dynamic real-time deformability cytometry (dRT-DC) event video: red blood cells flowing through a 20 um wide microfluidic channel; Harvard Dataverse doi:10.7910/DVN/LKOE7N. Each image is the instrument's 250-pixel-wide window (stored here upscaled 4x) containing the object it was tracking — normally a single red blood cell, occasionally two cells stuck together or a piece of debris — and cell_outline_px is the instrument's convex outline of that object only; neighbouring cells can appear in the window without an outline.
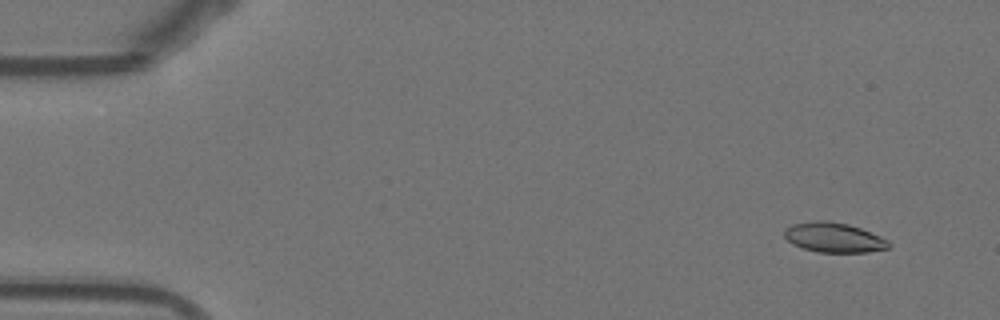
{"species": "Egyptian fruit bat (a non-hibernating species)", "species_latin": "Rousettus aegyptiacus", "temperature_condition": "warm", "stored_images_in_passage": 53, "camera_frame_rate_fps": 3000, "um_per_image_px": 0.085, "animal": {"sex": "female"}, "frame": {"image": 1, "passage_image": 4, "time_ms": 1.0, "image_size_px": [1000, 320], "cell_outline_px": [[892, 244], [888, 248], [868, 252], [816, 252], [792, 244], [784, 236], [784, 228], [792, 224], [812, 220], [828, 220], [848, 224], [860, 228], [880, 236], [888, 240]], "centroid_in_image_um": [70.86, 20.17], "position_along_channel_um": 14.1, "area_um2": 18.26}}
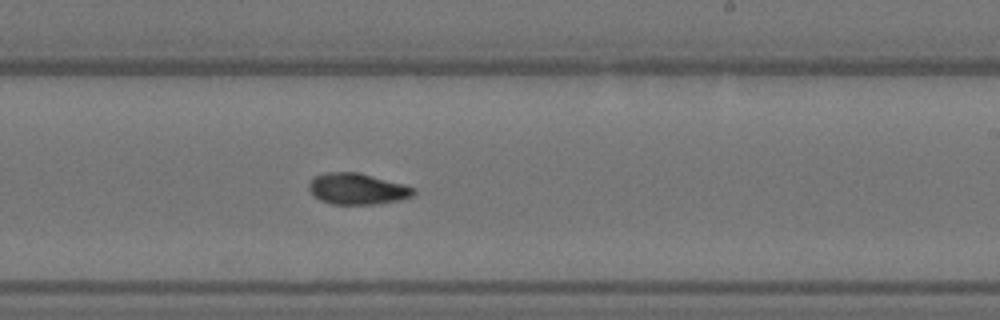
{"frame": {"image": 2, "passage_image": 32, "time_ms": 10.333, "image_size_px": [1000, 320], "cell_outline_px": [[416, 192], [412, 196], [400, 200], [376, 204], [332, 204], [320, 200], [308, 188], [308, 184], [316, 176], [324, 172], [360, 172], [404, 184], [416, 188]], "centroid_in_image_um": [30.41, 16.04], "position_along_channel_um": 258.6, "area_um2": 19.07}}
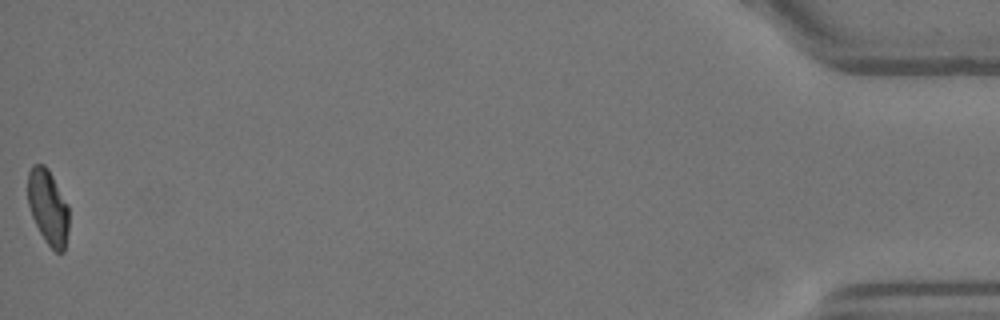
{"frame": {"image": 3, "passage_image": 53, "time_ms": 17.333, "image_size_px": [1000, 320], "cell_outline_px": [[68, 232], [64, 252], [56, 252], [44, 240], [32, 216], [28, 204], [28, 172], [32, 164], [44, 164], [48, 168], [68, 204]], "centroid_in_image_um": [4.09, 17.59], "position_along_channel_um": 431.1, "area_um2": 17.98}, "authors_computed_cell_mechanics": {"area_um2": 18.7272, "velocity_mm_per_s": 3.8528, "shape_relaxation_time_tau1_ms": 7.5039, "shape_relaxation_time_tau2_ms": 5.1172, "deformation_change_tau1": 0.1873, "deformation_change_tau2": 0.094}}